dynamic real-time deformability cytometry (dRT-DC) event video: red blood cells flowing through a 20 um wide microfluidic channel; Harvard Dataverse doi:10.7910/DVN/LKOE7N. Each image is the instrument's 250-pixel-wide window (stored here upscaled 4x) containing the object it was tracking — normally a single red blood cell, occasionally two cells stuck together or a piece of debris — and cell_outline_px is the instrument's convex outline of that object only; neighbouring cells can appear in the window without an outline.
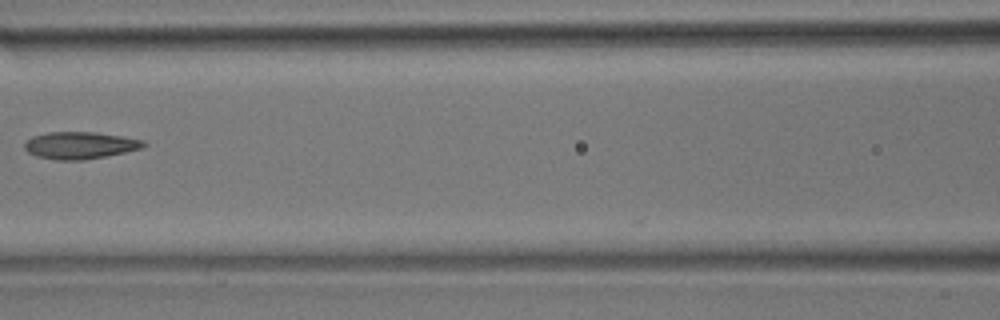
{"species": "common noctule bat (a hibernating species)", "species_latin": "Nyctalus noctula", "temperature_condition": "room temperature", "stored_images_in_passage": 6, "camera_frame_rate_fps": 3000, "um_per_image_px": 0.085, "animal": {"sex": "male", "body_mass_g": 17.9}, "frame": {"image": 1, "passage_image": 6, "time_ms": 1.667, "image_size_px": [1000, 320], "cell_outline_px": [[148, 144], [144, 148], [84, 160], [56, 160], [36, 156], [28, 152], [24, 148], [24, 144], [32, 136], [48, 132], [96, 132], [144, 140]], "centroid_in_image_um": [6.8, 12.35], "position_along_channel_um": 159.8, "area_um2": 18.79}}